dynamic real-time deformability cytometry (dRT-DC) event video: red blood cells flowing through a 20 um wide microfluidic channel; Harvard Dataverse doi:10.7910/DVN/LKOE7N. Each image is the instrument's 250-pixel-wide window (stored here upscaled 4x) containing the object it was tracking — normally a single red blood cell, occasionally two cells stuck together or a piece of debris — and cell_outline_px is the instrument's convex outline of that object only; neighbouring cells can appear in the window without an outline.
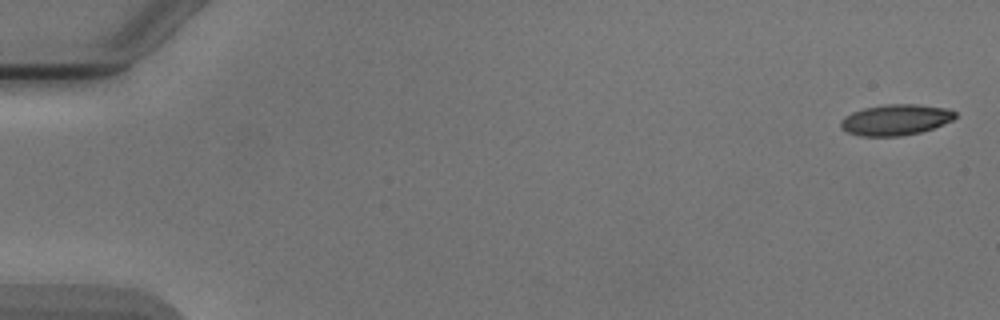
{"species": "Egyptian fruit bat (a non-hibernating species)", "species_latin": "Rousettus aegyptiacus", "temperature_condition": "cold", "stored_images_in_passage": 5, "segment_of_instrument_passage": [2, 2], "camera_frame_rate_fps": 3000, "um_per_image_px": 0.085, "animal": {"sex": "male"}, "frame": {"image": 1, "passage_image": 5, "time_ms": 4.667, "image_size_px": [1000, 320], "cell_outline_px": [[956, 116], [952, 120], [932, 128], [920, 132], [900, 136], [860, 136], [848, 132], [840, 124], [840, 120], [844, 116], [852, 112], [864, 108], [884, 104], [916, 104], [948, 108], [956, 112]], "centroid_in_image_um": [76.12, 10.17], "position_along_channel_um": 8.9, "area_um2": 20.52}}